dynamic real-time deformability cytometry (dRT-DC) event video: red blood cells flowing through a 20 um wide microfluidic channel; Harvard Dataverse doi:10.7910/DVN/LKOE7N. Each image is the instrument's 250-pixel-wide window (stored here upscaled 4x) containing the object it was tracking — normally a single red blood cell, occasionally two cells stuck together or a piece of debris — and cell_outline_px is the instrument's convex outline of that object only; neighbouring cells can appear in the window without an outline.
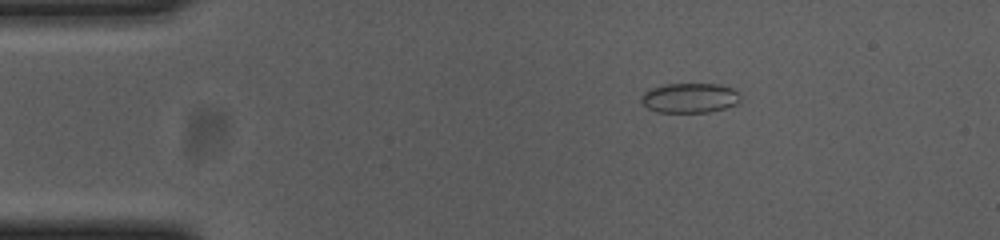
{"species": "common noctule bat (a hibernating species)", "species_latin": "Nyctalus noctula", "temperature_condition": "cold", "stored_images_in_passage": 47, "camera_frame_rate_fps": 3000, "um_per_image_px": 0.085, "animal": {"sex": "female", "body_mass_g": 23.0, "forearm_length_mm": 53.4}, "frame": {"image": 1, "passage_image": 1, "time_ms": 0.0, "image_size_px": [1000, 240], "cell_outline_px": [[740, 100], [736, 104], [724, 108], [708, 112], [656, 112], [648, 108], [640, 100], [644, 92], [652, 88], [664, 84], [716, 84], [732, 88], [740, 96]], "centroid_in_image_um": [58.61, 8.32], "position_along_channel_um": 26.4, "area_um2": 17.05}}
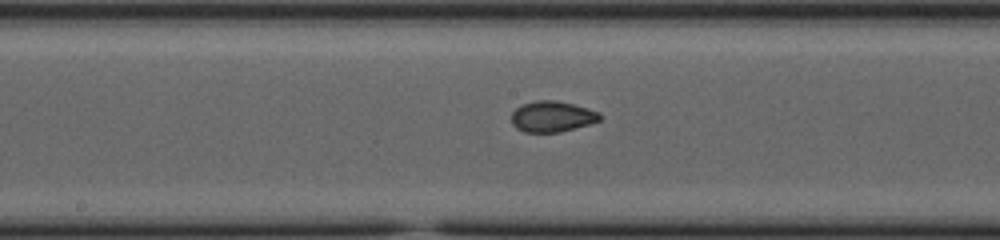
{"frame": {"image": 2, "passage_image": 20, "time_ms": 6.333, "image_size_px": [1000, 240], "cell_outline_px": [[604, 116], [600, 120], [588, 124], [560, 132], [524, 132], [516, 128], [512, 124], [512, 112], [516, 108], [524, 104], [536, 100], [556, 100], [588, 108], [600, 112]], "centroid_in_image_um": [46.95, 9.9], "position_along_channel_um": 201.3, "area_um2": 15.9}}
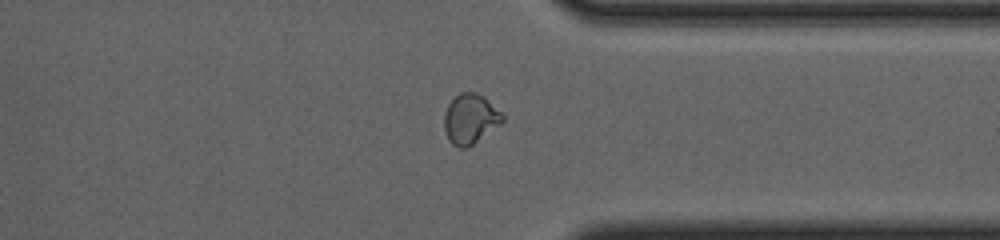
{"frame": {"image": 3, "passage_image": 34, "time_ms": 11.0, "image_size_px": [1000, 240], "cell_outline_px": [[504, 120], [500, 124], [472, 144], [464, 148], [460, 148], [452, 144], [448, 140], [444, 128], [444, 112], [448, 104], [460, 92], [476, 92], [484, 96], [504, 116]], "centroid_in_image_um": [39.95, 10.09], "position_along_channel_um": 371.5, "area_um2": 16.76}, "authors_computed_cell_mechanics": {"area_um2": 16.184, "velocity_mm_per_s": 3.7117, "shape_relaxation_time_tau1_ms": null, "shape_relaxation_time_tau2_ms": 1.1812, "deformation_change_tau1": null, "deformation_change_tau2": 0.0517}}